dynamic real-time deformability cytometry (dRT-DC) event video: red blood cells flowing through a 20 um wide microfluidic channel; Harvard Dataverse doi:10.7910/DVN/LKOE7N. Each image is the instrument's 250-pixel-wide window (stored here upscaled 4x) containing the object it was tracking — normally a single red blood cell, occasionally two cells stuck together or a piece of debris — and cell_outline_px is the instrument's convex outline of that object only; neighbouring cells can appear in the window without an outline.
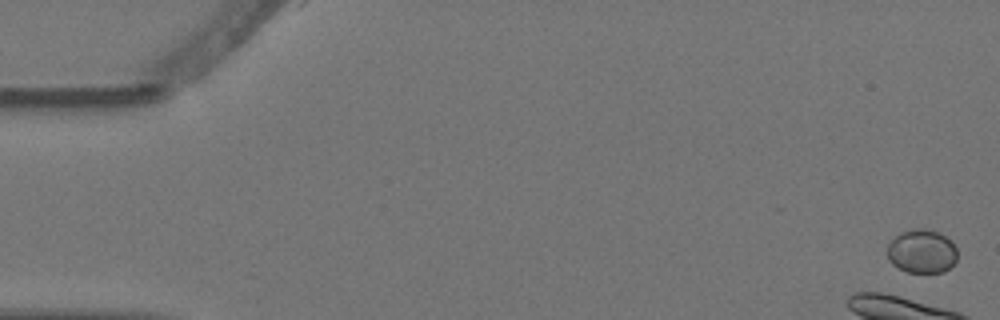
{"species": "Egyptian fruit bat (a non-hibernating species)", "species_latin": "Rousettus aegyptiacus", "temperature_condition": "warm", "stored_images_in_passage": 8, "camera_frame_rate_fps": 3000, "um_per_image_px": 0.085, "animal": {"sex": "female"}, "frame": {"image": 1, "passage_image": 1, "time_ms": 0.0, "image_size_px": [1000, 320], "cell_outline_px": [[956, 260], [944, 272], [908, 272], [892, 264], [888, 260], [888, 244], [900, 232], [912, 228], [924, 228], [936, 232], [952, 240], [956, 248]], "centroid_in_image_um": [78.35, 21.35], "position_along_channel_um": 6.7, "area_um2": 17.74}}